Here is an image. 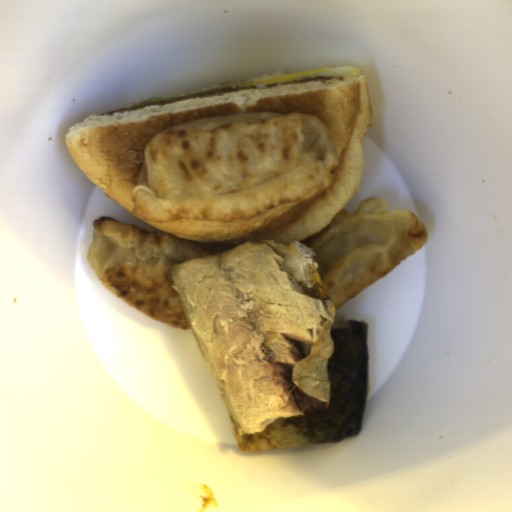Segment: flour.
<instances>
[{"label": "flour", "instance_id": "obj_2", "mask_svg": "<svg viewBox=\"0 0 512 512\" xmlns=\"http://www.w3.org/2000/svg\"><path fill=\"white\" fill-rule=\"evenodd\" d=\"M427 228L408 209L390 210L383 198L340 209L332 221L303 239L313 250L335 311L387 275L422 247Z\"/></svg>", "mask_w": 512, "mask_h": 512}, {"label": "flour", "instance_id": "obj_3", "mask_svg": "<svg viewBox=\"0 0 512 512\" xmlns=\"http://www.w3.org/2000/svg\"><path fill=\"white\" fill-rule=\"evenodd\" d=\"M212 255L166 232L147 231L99 216L92 223L86 260L105 288L142 314L192 329L170 275L173 264Z\"/></svg>", "mask_w": 512, "mask_h": 512}, {"label": "flour", "instance_id": "obj_1", "mask_svg": "<svg viewBox=\"0 0 512 512\" xmlns=\"http://www.w3.org/2000/svg\"><path fill=\"white\" fill-rule=\"evenodd\" d=\"M339 160L309 113L240 112L195 119L145 147L132 209L149 222H231L314 197Z\"/></svg>", "mask_w": 512, "mask_h": 512}]
</instances>
